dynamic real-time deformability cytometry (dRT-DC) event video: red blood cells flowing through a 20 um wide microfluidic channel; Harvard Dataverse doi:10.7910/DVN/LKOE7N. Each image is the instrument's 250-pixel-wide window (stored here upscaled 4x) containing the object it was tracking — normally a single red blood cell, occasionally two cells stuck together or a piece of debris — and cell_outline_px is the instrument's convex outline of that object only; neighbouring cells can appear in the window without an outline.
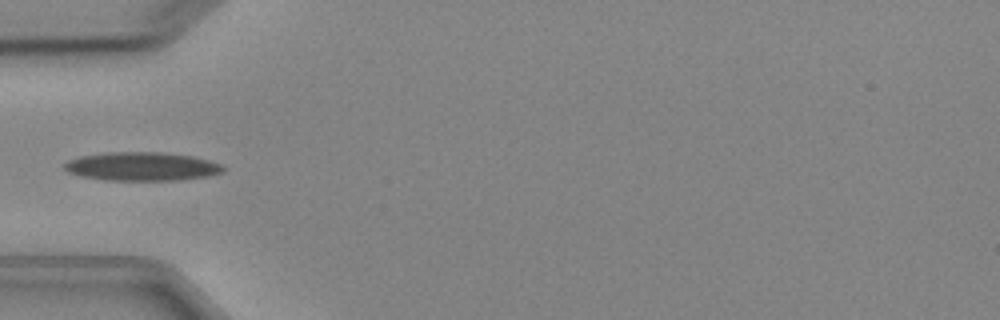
{"species": "Egyptian fruit bat (a non-hibernating species)", "species_latin": "Rousettus aegyptiacus", "temperature_condition": "cold", "stored_images_in_passage": 5, "camera_frame_rate_fps": 3000, "um_per_image_px": 0.085, "animal": {"sex": "female"}, "frame": {"image": 1, "passage_image": 4, "time_ms": 4.667, "image_size_px": [1000, 320], "cell_outline_px": [[224, 172], [208, 176], [180, 180], [104, 180], [80, 176], [68, 172], [64, 168], [64, 164], [68, 160], [80, 156], [104, 152], [160, 152], [192, 156], [208, 160], [220, 164], [224, 168]], "centroid_in_image_um": [12.03, 14.15], "position_along_channel_um": 73.0, "area_um2": 26.53}}